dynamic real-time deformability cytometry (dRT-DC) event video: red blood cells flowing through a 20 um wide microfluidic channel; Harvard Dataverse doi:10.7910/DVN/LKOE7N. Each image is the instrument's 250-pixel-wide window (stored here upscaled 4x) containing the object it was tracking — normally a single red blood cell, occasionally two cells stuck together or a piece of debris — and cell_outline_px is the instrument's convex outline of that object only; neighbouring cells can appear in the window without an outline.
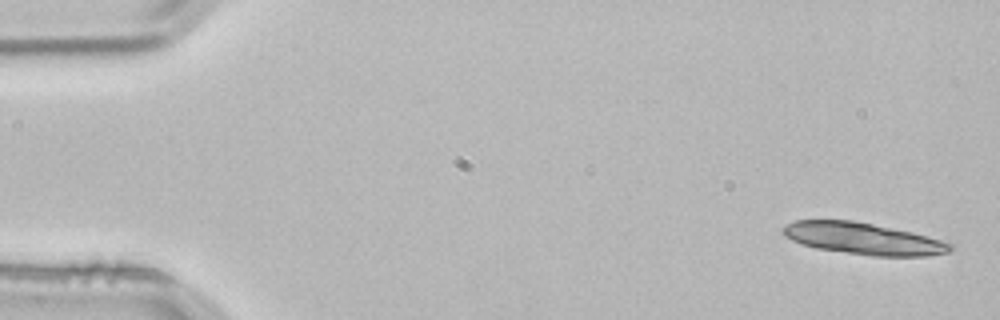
{"species": "common noctule bat (a hibernating species)", "species_latin": "Nyctalus noctula", "temperature_condition": "room temperature", "stored_images_in_passage": 5, "camera_frame_rate_fps": 3000, "um_per_image_px": 0.085, "animal": {"sex": "male", "body_mass_g": 21.5, "forearm_length_mm": 52.0}, "frame": {"image": 1, "passage_image": 1, "time_ms": 0.0, "image_size_px": [1000, 320], "cell_outline_px": [[952, 248], [948, 252], [928, 256], [872, 256], [816, 248], [792, 240], [784, 236], [780, 232], [780, 228], [784, 224], [796, 220], [852, 220], [912, 232], [940, 240], [952, 244]], "centroid_in_image_um": [73.31, 20.28], "position_along_channel_um": 11.7, "area_um2": 30.81}}